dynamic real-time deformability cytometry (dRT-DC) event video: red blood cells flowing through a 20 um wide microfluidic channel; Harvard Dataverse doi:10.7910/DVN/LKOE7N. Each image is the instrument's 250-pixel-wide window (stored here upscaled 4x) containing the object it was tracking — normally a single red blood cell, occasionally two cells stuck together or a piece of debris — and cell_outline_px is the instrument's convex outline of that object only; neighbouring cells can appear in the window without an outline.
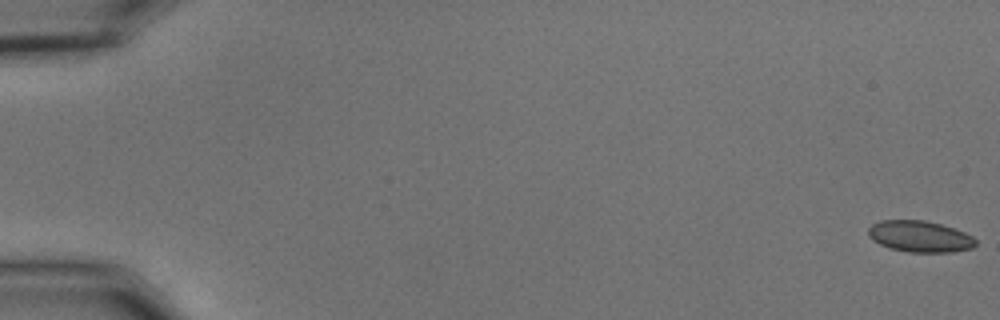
{"species": "common noctule bat (a hibernating species)", "species_latin": "Nyctalus noctula", "temperature_condition": "cold", "stored_images_in_passage": 57, "camera_frame_rate_fps": 3000, "um_per_image_px": 0.085, "animal": {"sex": "male", "body_mass_g": 15.6}, "frame": {"image": 1, "passage_image": 1, "time_ms": 0.0, "image_size_px": [1000, 320], "cell_outline_px": [[976, 244], [972, 248], [952, 252], [908, 252], [888, 248], [872, 240], [868, 236], [868, 228], [872, 224], [880, 220], [924, 220], [940, 224], [964, 232], [972, 236], [976, 240]], "centroid_in_image_um": [78.15, 20.1], "position_along_channel_um": 6.8, "area_um2": 19.65}}
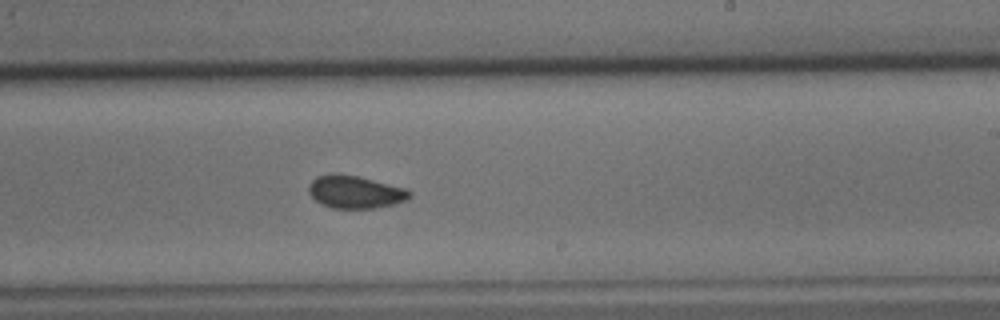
{"frame": {"image": 2, "passage_image": 35, "time_ms": 11.333, "image_size_px": [1000, 320], "cell_outline_px": [[412, 196], [408, 200], [376, 208], [332, 208], [316, 200], [308, 192], [308, 184], [316, 176], [336, 172], [360, 176], [408, 188], [412, 192]], "centroid_in_image_um": [30.22, 16.29], "position_along_channel_um": 258.8, "area_um2": 19.59}}
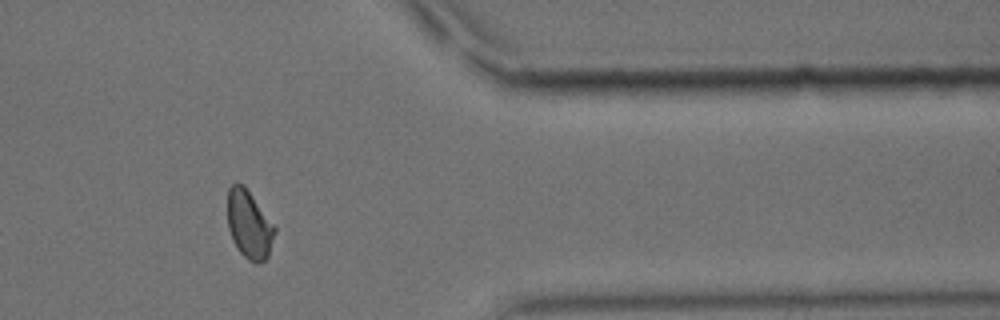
{"frame": {"image": 3, "passage_image": 47, "time_ms": 15.333, "image_size_px": [1000, 320], "cell_outline_px": [[276, 232], [268, 256], [264, 260], [256, 264], [248, 260], [236, 248], [232, 240], [228, 228], [228, 188], [236, 180], [244, 184], [276, 228]], "centroid_in_image_um": [21.16, 19.07], "position_along_channel_um": 390.2, "area_um2": 18.9}, "authors_computed_cell_mechanics": {"area_um2": 19.4208, "velocity_mm_per_s": 3.655, "shape_relaxation_time_tau1_ms": 3.1924, "shape_relaxation_time_tau2_ms": 1.3437, "deformation_change_tau1": 0.0675, "deformation_change_tau2": 0.0409}}